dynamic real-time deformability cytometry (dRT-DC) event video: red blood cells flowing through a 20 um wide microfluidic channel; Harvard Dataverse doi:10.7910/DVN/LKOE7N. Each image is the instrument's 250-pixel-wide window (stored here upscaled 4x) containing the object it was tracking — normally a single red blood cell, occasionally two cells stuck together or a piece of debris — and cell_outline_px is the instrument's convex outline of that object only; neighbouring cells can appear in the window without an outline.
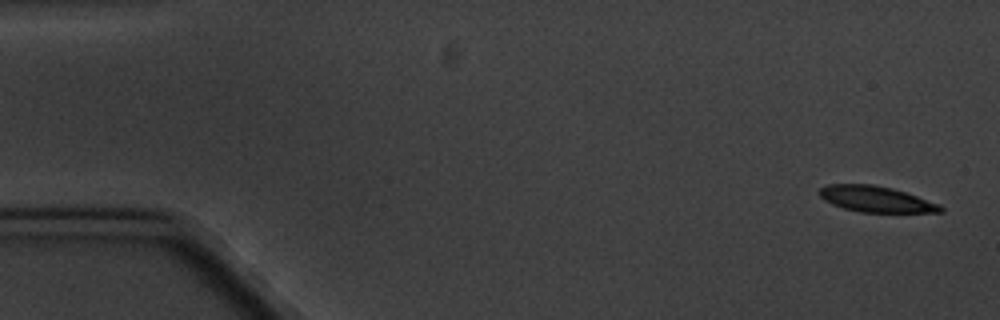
{"species": "common noctule bat (a hibernating species)", "species_latin": "Nyctalus noctula", "temperature_condition": "cold", "stored_images_in_passage": 6, "segment_of_instrument_passage": [1, 2], "camera_frame_rate_fps": 3000, "um_per_image_px": 0.085, "animal": {"sex": "male", "body_mass_g": 20.1, "forearm_length_mm": 53.5}, "frame": {"image": 1, "passage_image": 1, "time_ms": 0.0, "image_size_px": [1000, 320], "cell_outline_px": [[944, 212], [860, 212], [844, 208], [832, 204], [824, 200], [816, 192], [820, 188], [828, 184], [872, 184], [892, 188], [940, 204], [944, 208]], "centroid_in_image_um": [74.43, 16.92], "position_along_channel_um": 10.6, "area_um2": 18.26}}